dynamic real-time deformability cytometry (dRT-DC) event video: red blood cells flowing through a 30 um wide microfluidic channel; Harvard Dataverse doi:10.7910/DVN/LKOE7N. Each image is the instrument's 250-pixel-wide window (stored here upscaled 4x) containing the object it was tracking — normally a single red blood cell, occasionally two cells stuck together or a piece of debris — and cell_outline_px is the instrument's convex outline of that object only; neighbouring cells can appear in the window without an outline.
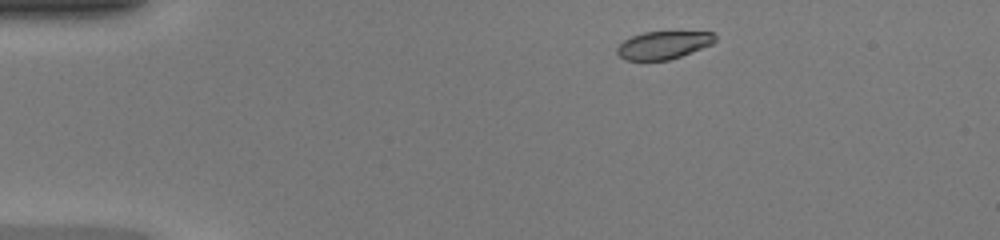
{"species": "common noctule bat (a hibernating species)", "species_latin": "Nyctalus noctula", "temperature_condition": "warm", "stored_images_in_passage": 41, "camera_frame_rate_fps": 3000, "um_per_image_px": 0.085, "animal": {"sex": "female", "body_mass_g": 20.0, "forearm_length_mm": 54.0}, "frame": {"image": 1, "passage_image": 1, "time_ms": 0.0, "image_size_px": [1000, 240], "cell_outline_px": [[716, 40], [712, 44], [680, 56], [668, 60], [624, 60], [616, 52], [616, 48], [624, 40], [632, 36], [644, 32], [712, 32], [716, 36]], "centroid_in_image_um": [56.37, 3.83], "position_along_channel_um": 28.6, "area_um2": 15.72}}
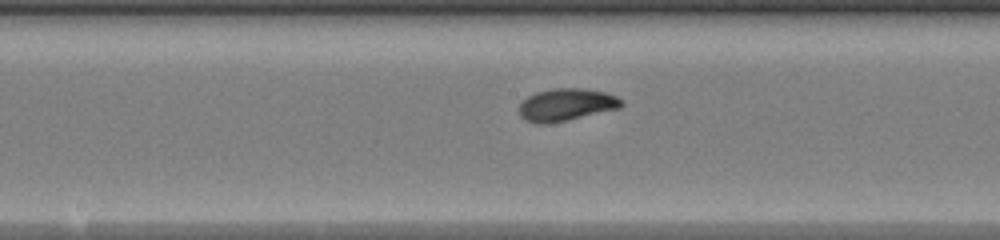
{"frame": {"image": 2, "passage_image": 18, "time_ms": 5.667, "image_size_px": [1000, 240], "cell_outline_px": [[624, 104], [620, 108], [568, 120], [548, 124], [536, 124], [524, 120], [520, 116], [520, 104], [528, 96], [536, 92], [552, 88], [584, 88], [604, 92], [616, 96]], "centroid_in_image_um": [48.11, 8.91], "position_along_channel_um": 200.1, "area_um2": 19.36}}
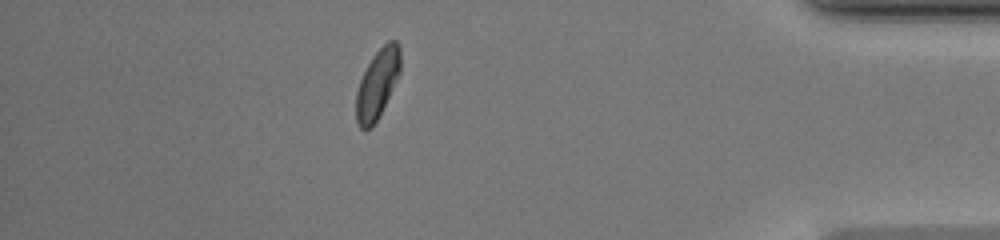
{"frame": {"image": 3, "passage_image": 35, "time_ms": 11.333, "image_size_px": [1000, 240], "cell_outline_px": [[400, 72], [372, 128], [364, 132], [360, 128], [356, 120], [356, 92], [360, 80], [372, 56], [388, 40], [396, 40], [400, 48]], "centroid_in_image_um": [32.06, 7.13], "position_along_channel_um": 403.1, "area_um2": 17.57}, "authors_computed_cell_mechanics": {"area_um2": 18.207, "velocity_mm_per_s": 4.2971, "shape_relaxation_time_tau1_ms": 2.0675, "shape_relaxation_time_tau2_ms": 1.0949, "deformation_change_tau1": 0.1448, "deformation_change_tau2": 0.052}}